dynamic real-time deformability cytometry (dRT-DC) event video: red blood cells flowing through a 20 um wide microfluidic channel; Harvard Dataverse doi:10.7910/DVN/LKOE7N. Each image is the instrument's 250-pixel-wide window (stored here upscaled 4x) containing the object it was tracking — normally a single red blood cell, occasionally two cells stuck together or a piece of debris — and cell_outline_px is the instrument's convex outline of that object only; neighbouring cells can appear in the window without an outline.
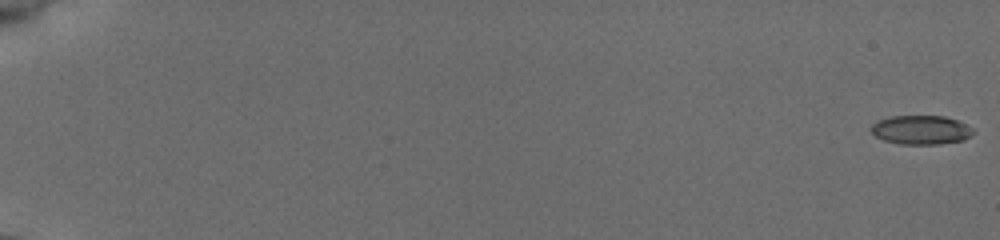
{"species": "common noctule bat (a hibernating species)", "species_latin": "Nyctalus noctula", "temperature_condition": "cold", "stored_images_in_passage": 56, "camera_frame_rate_fps": 3000, "um_per_image_px": 0.085, "animal": {"sex": "female", "body_mass_g": 19.5, "forearm_length_mm": 54.1}, "frame": {"image": 1, "passage_image": 1, "time_ms": 0.0, "image_size_px": [1000, 240], "cell_outline_px": [[976, 132], [964, 140], [940, 144], [900, 144], [884, 140], [876, 136], [868, 128], [876, 120], [888, 116], [944, 116], [956, 120], [972, 128]], "centroid_in_image_um": [78.25, 11.04], "position_along_channel_um": 6.7, "area_um2": 17.4}}
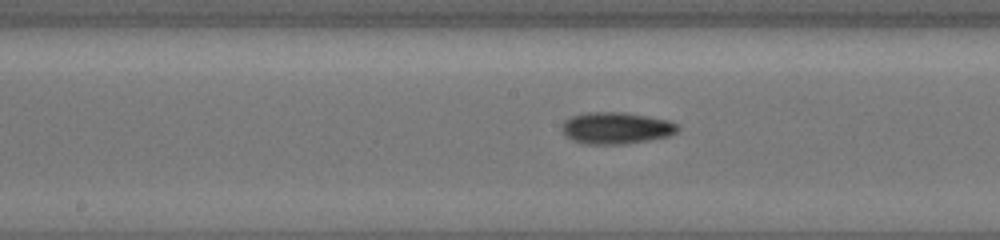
{"frame": {"image": 2, "passage_image": 32, "time_ms": 10.333, "image_size_px": [1000, 240], "cell_outline_px": [[680, 128], [676, 132], [668, 136], [628, 144], [580, 144], [564, 136], [560, 132], [560, 128], [564, 120], [572, 116], [588, 112], [624, 112], [668, 120], [680, 124]], "centroid_in_image_um": [52.33, 10.89], "position_along_channel_um": 195.9, "area_um2": 21.79}}
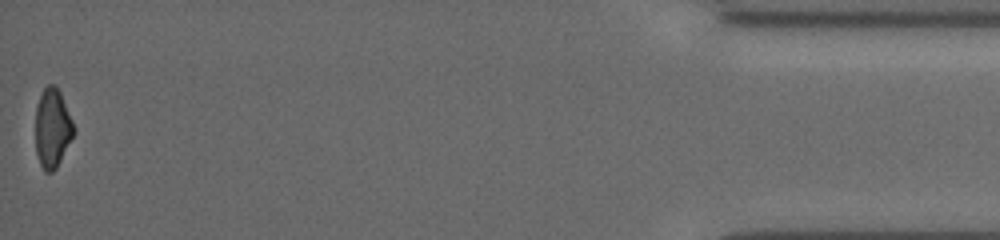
{"frame": {"image": 3, "passage_image": 56, "time_ms": 18.333, "image_size_px": [1000, 240], "cell_outline_px": [[72, 136], [56, 168], [52, 172], [44, 172], [40, 164], [36, 152], [36, 108], [40, 96], [44, 88], [48, 84], [56, 84], [60, 92], [72, 120]], "centroid_in_image_um": [4.42, 10.87], "position_along_channel_um": 430.8, "area_um2": 17.17}, "authors_computed_cell_mechanics": {"area_um2": 18.496, "velocity_mm_per_s": 3.8987, "shape_relaxation_time_tau1_ms": 2.932, "shape_relaxation_time_tau2_ms": null, "deformation_change_tau1": 0.1222, "deformation_change_tau2": null}}